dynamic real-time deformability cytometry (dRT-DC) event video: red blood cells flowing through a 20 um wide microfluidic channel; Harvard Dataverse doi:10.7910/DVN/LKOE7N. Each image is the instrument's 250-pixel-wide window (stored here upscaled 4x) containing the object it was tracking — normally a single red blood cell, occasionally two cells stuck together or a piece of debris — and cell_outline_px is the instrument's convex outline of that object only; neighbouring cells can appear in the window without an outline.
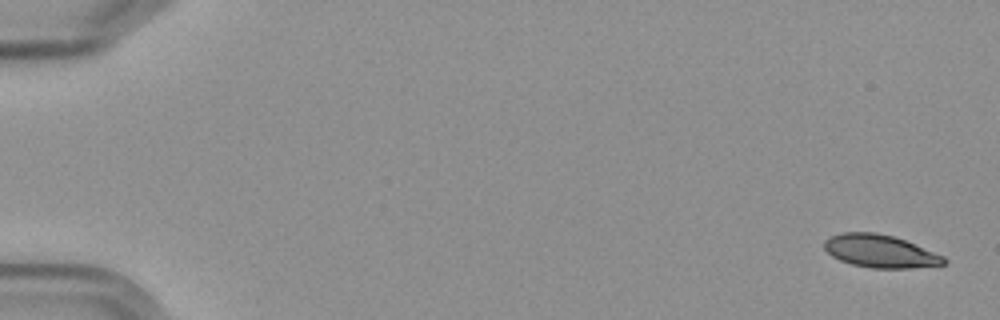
{"species": "Egyptian fruit bat (a non-hibernating species)", "species_latin": "Rousettus aegyptiacus", "temperature_condition": "cold", "stored_images_in_passage": 9, "camera_frame_rate_fps": 3000, "um_per_image_px": 0.085, "frame": {"image": 1, "passage_image": 1, "time_ms": 0.0, "image_size_px": [1000, 320], "cell_outline_px": [[948, 260], [944, 264], [912, 268], [872, 268], [852, 264], [840, 260], [832, 256], [824, 248], [824, 240], [840, 232], [876, 232], [892, 236], [904, 240], [944, 256]], "centroid_in_image_um": [74.8, 21.35], "position_along_channel_um": 10.2, "area_um2": 22.72}}
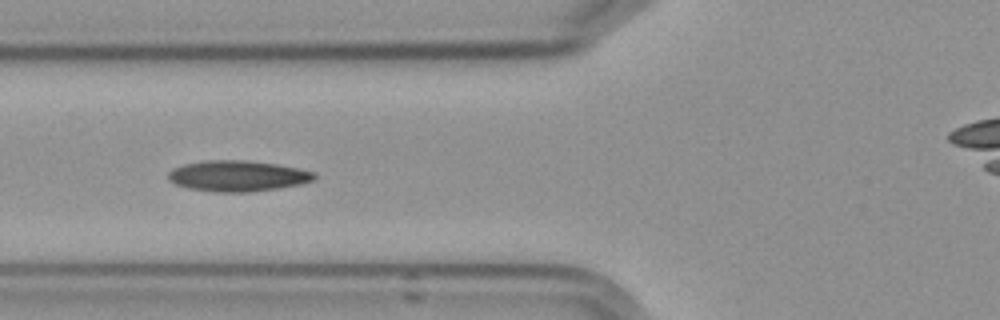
{"frame": {"image": 2, "passage_image": 7, "time_ms": 7.0, "image_size_px": [1000, 320], "cell_outline_px": [[316, 176], [312, 180], [300, 184], [280, 188], [252, 192], [212, 192], [188, 188], [172, 184], [168, 180], [168, 172], [172, 168], [184, 164], [204, 160], [244, 160], [276, 164], [300, 168], [316, 172]], "centroid_in_image_um": [20.17, 14.96], "position_along_channel_um": 105.6, "area_um2": 26.59}}
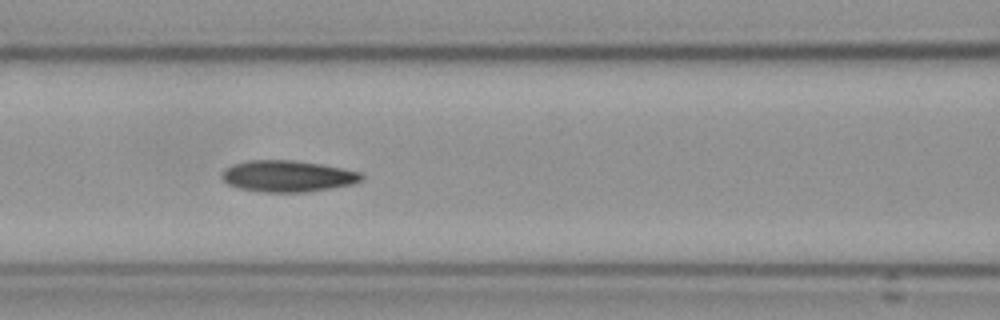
{"frame": {"image": 3, "passage_image": 8, "time_ms": 8.0, "image_size_px": [1000, 320], "cell_outline_px": [[364, 176], [360, 180], [352, 184], [332, 188], [308, 192], [260, 192], [240, 188], [228, 184], [220, 176], [224, 168], [232, 164], [248, 160], [292, 160], [320, 164], [344, 168], [360, 172]], "centroid_in_image_um": [24.42, 14.97], "position_along_channel_um": 142.2, "area_um2": 25.66}}